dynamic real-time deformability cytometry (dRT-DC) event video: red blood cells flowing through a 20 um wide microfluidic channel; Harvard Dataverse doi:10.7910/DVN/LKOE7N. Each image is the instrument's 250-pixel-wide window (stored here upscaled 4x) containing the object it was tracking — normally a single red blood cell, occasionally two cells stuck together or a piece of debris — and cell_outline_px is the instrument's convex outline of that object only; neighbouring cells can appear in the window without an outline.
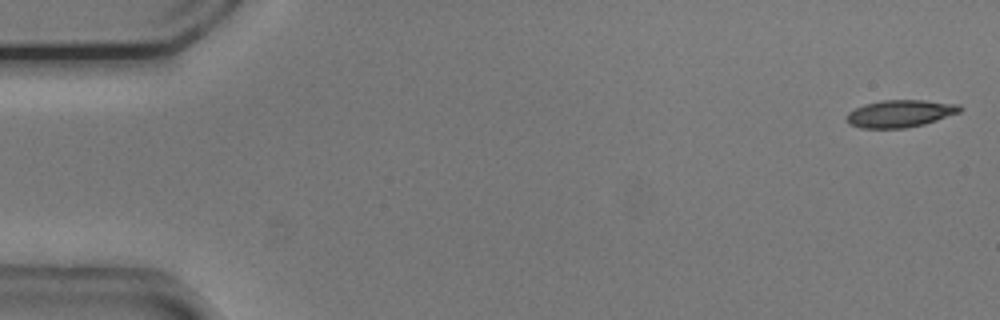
{"species": "common noctule bat (a hibernating species)", "species_latin": "Nyctalus noctula", "temperature_condition": "cold", "stored_images_in_passage": 9, "camera_frame_rate_fps": 3000, "um_per_image_px": 0.085, "animal": {"sex": "male", "body_mass_g": 20.5, "forearm_length_mm": 52.5}, "frame": {"image": 1, "passage_image": 1, "time_ms": 0.0, "image_size_px": [1000, 320], "cell_outline_px": [[964, 108], [960, 112], [924, 124], [904, 128], [860, 128], [848, 124], [844, 120], [848, 112], [864, 104], [884, 100], [924, 100], [960, 104]], "centroid_in_image_um": [76.49, 9.65], "position_along_channel_um": 8.5, "area_um2": 18.15}}